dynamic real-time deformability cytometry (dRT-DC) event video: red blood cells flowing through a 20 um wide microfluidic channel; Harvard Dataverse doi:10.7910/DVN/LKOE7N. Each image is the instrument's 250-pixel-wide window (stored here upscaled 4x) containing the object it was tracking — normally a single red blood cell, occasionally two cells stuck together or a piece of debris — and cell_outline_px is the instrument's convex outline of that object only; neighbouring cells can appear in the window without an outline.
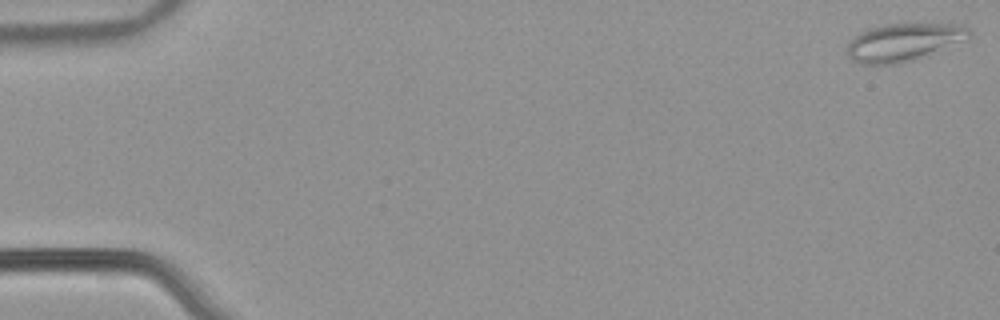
{"species": "common noctule bat (a hibernating species)", "species_latin": "Nyctalus noctula", "temperature_condition": "warm", "stored_images_in_passage": 41, "camera_frame_rate_fps": 3000, "um_per_image_px": 0.085, "animal": {"sex": "male", "body_mass_g": 21.5, "forearm_length_mm": 52.0}, "frame": {"image": 1, "passage_image": 1, "time_ms": 0.0, "image_size_px": [1000, 320], "cell_outline_px": [[972, 32], [968, 36], [916, 56], [892, 64], [864, 64], [852, 60], [848, 56], [848, 44], [860, 32], [868, 28], [888, 24], [960, 24], [968, 28]], "centroid_in_image_um": [76.67, 3.54], "position_along_channel_um": 8.3, "area_um2": 25.03}}
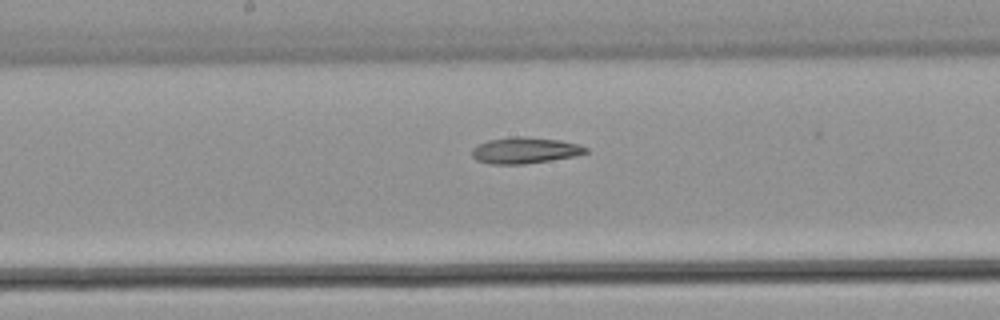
{"frame": {"image": 2, "passage_image": 28, "time_ms": 9.0, "image_size_px": [1000, 320], "cell_outline_px": [[588, 152], [576, 156], [524, 164], [488, 164], [476, 160], [472, 156], [472, 148], [476, 144], [488, 140], [512, 136], [524, 136], [560, 140], [580, 144], [588, 148]], "centroid_in_image_um": [44.6, 12.77], "position_along_channel_um": 203.6, "area_um2": 17.63}}
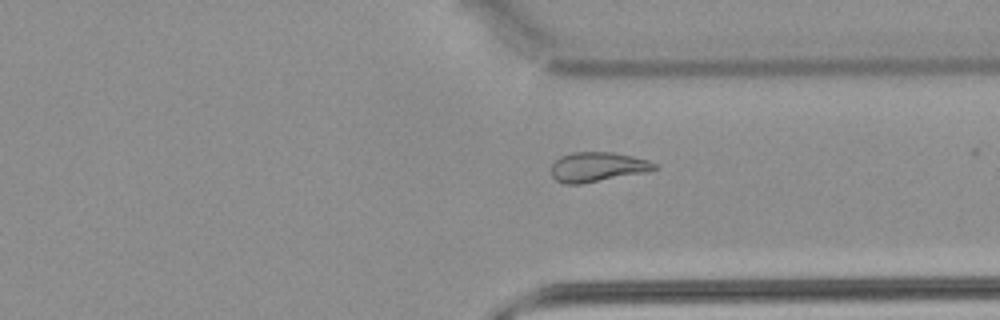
{"frame": {"image": 3, "passage_image": 40, "time_ms": 13.0, "image_size_px": [1000, 320], "cell_outline_px": [[656, 168], [648, 172], [580, 184], [564, 184], [556, 180], [552, 176], [552, 164], [560, 156], [572, 152], [612, 152], [632, 156], [648, 160], [656, 164]], "centroid_in_image_um": [50.78, 14.19], "position_along_channel_um": 360.6, "area_um2": 17.8}}